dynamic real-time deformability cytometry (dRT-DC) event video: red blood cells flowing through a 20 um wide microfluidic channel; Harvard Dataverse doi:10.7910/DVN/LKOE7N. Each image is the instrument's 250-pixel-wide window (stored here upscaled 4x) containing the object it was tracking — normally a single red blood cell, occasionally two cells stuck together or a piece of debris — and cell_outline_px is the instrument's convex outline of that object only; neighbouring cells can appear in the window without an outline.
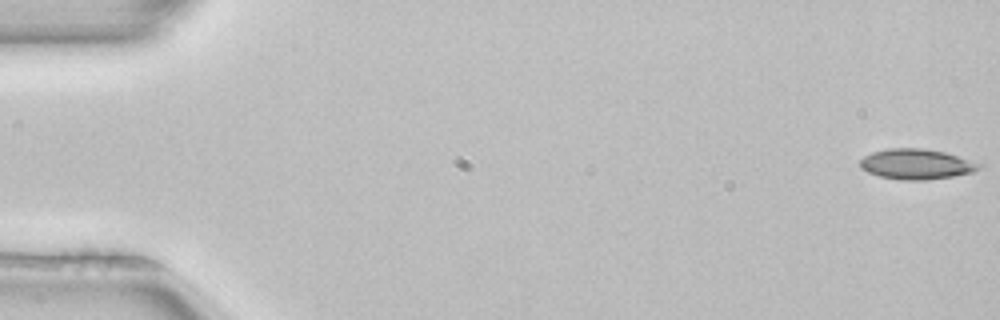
{"species": "common noctule bat (a hibernating species)", "species_latin": "Nyctalus noctula", "temperature_condition": "room temperature", "stored_images_in_passage": 4, "camera_frame_rate_fps": 3000, "um_per_image_px": 0.085, "animal": {"sex": "female", "body_mass_g": 22.7, "forearm_length_mm": 54.2}, "frame": {"image": 1, "passage_image": 1, "time_ms": 0.0, "image_size_px": [1000, 320], "cell_outline_px": [[984, 164], [980, 168], [972, 172], [952, 176], [928, 180], [900, 180], [880, 176], [868, 172], [860, 168], [860, 160], [864, 156], [872, 152], [888, 148], [924, 148], [944, 152], [980, 160]], "centroid_in_image_um": [77.97, 13.94], "position_along_channel_um": 7.0, "area_um2": 21.44}}
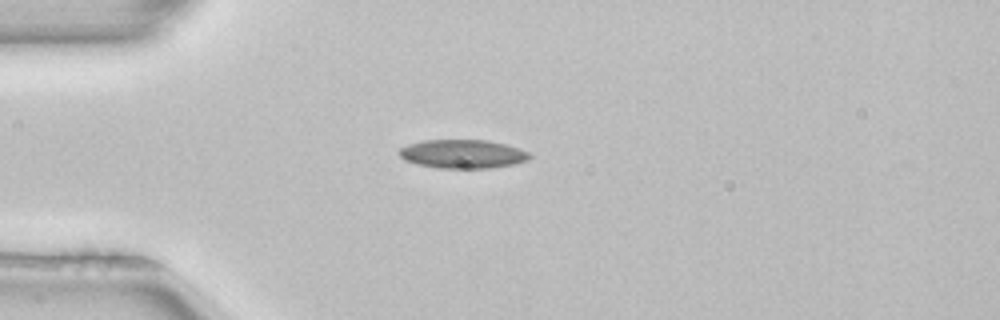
{"frame": {"image": 2, "passage_image": 4, "time_ms": 1.0, "image_size_px": [1000, 320], "cell_outline_px": [[532, 156], [528, 160], [512, 164], [488, 168], [436, 168], [416, 164], [404, 160], [396, 152], [400, 148], [408, 144], [424, 140], [488, 140], [520, 148], [528, 152]], "centroid_in_image_um": [39.29, 13.08], "position_along_channel_um": 45.7, "area_um2": 21.91}}